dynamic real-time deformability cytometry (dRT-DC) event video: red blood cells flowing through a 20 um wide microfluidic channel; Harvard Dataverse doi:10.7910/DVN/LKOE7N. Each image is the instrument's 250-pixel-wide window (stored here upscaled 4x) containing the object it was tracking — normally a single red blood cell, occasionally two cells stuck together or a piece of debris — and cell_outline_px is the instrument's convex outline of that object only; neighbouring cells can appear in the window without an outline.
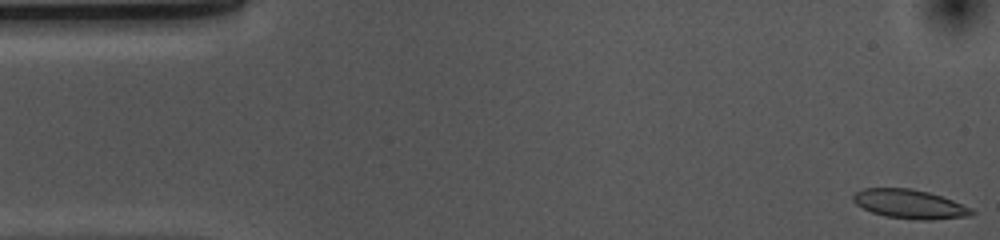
{"species": "common noctule bat (a hibernating species)", "species_latin": "Nyctalus noctula", "temperature_condition": "cold", "stored_images_in_passage": 45, "camera_frame_rate_fps": 3000, "um_per_image_px": 0.085, "animal": {"sex": "female", "body_mass_g": 10.0, "forearm_length_mm": 53.1}, "frame": {"image": 1, "passage_image": 1, "time_ms": 0.0, "image_size_px": [1000, 240], "cell_outline_px": [[976, 212], [972, 216], [932, 220], [916, 220], [884, 216], [872, 212], [856, 204], [852, 200], [852, 196], [856, 192], [864, 188], [908, 188], [928, 192], [952, 200], [972, 208]], "centroid_in_image_um": [77.35, 17.36], "position_along_channel_um": 7.7, "area_um2": 20.11}}
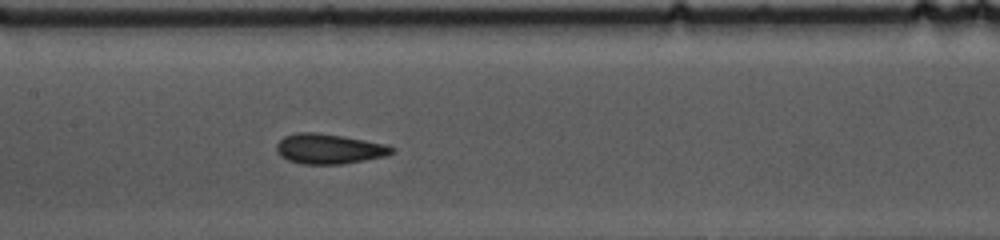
{"frame": {"image": 2, "passage_image": 24, "time_ms": 7.667, "image_size_px": [1000, 240], "cell_outline_px": [[396, 148], [388, 156], [344, 164], [300, 164], [288, 160], [280, 156], [276, 152], [276, 144], [284, 136], [296, 132], [316, 132], [344, 136], [384, 144]], "centroid_in_image_um": [27.95, 12.65], "position_along_channel_um": 179.5, "area_um2": 20.4}}
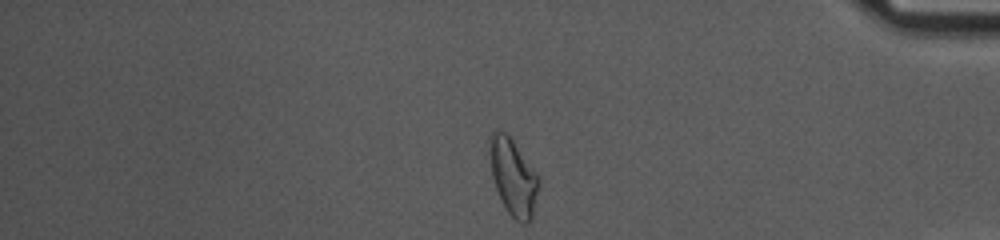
{"frame": {"image": 3, "passage_image": 44, "time_ms": 14.333, "image_size_px": [1000, 240], "cell_outline_px": [[540, 184], [532, 216], [528, 224], [520, 224], [508, 212], [496, 188], [492, 176], [488, 152], [488, 136], [496, 128], [500, 128], [512, 140], [536, 172], [540, 180]], "centroid_in_image_um": [43.6, 15.01], "position_along_channel_um": 391.6, "area_um2": 22.02}, "authors_computed_cell_mechanics": {"area_um2": 20.0566, "velocity_mm_per_s": 3.6719, "shape_relaxation_time_tau1_ms": 3.83, "shape_relaxation_time_tau2_ms": 1.3132, "deformation_change_tau1": 0.1243, "deformation_change_tau2": 0.0733}}